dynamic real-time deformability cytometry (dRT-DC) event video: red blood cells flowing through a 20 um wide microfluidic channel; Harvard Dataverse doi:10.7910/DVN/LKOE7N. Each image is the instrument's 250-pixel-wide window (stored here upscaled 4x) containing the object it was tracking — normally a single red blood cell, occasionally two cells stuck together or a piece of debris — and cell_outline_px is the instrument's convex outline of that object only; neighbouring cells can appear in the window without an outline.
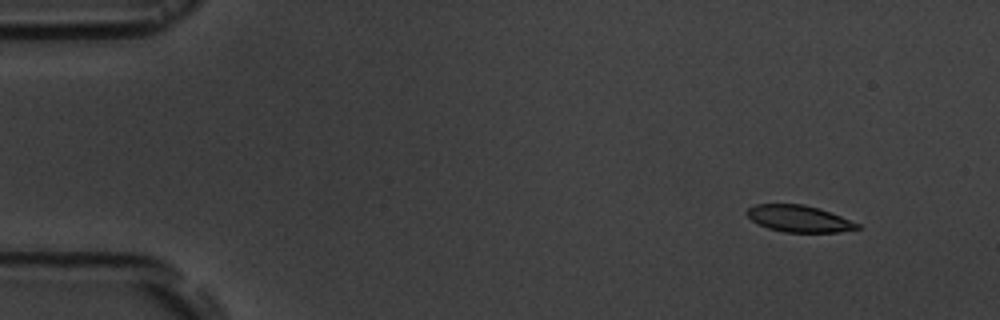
{"species": "common noctule bat (a hibernating species)", "species_latin": "Nyctalus noctula", "temperature_condition": "room temperature", "stored_images_in_passage": 5, "segment_of_instrument_passage": [1, 2], "camera_frame_rate_fps": 3000, "um_per_image_px": 0.085, "animal": {"sex": "male", "body_mass_g": 19.5, "forearm_length_mm": 54.6}, "frame": {"image": 1, "passage_image": 1, "time_ms": 0.0, "image_size_px": [1000, 320], "cell_outline_px": [[860, 228], [840, 232], [784, 232], [768, 228], [752, 220], [744, 212], [748, 208], [756, 204], [804, 204], [820, 208], [860, 224]], "centroid_in_image_um": [67.91, 18.58], "position_along_channel_um": 17.1, "area_um2": 17.11}}
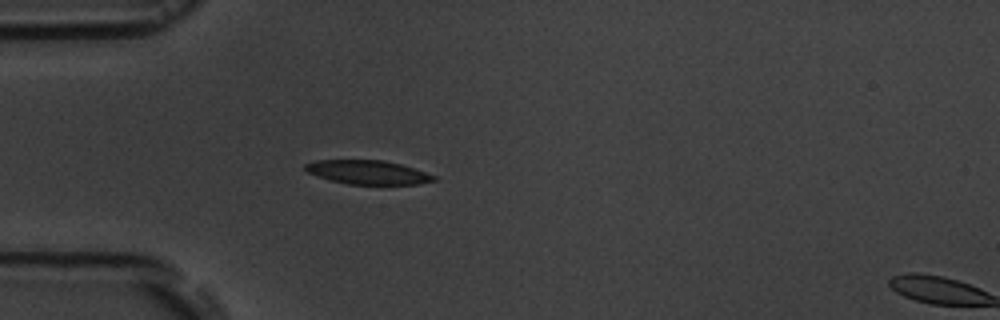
{"frame": {"image": 2, "passage_image": 4, "time_ms": 3.667, "image_size_px": [1000, 320], "cell_outline_px": [[440, 180], [420, 184], [348, 184], [332, 180], [308, 172], [304, 168], [304, 164], [316, 160], [384, 160], [400, 164], [436, 176]], "centroid_in_image_um": [31.31, 14.64], "position_along_channel_um": 53.7, "area_um2": 17.74}}